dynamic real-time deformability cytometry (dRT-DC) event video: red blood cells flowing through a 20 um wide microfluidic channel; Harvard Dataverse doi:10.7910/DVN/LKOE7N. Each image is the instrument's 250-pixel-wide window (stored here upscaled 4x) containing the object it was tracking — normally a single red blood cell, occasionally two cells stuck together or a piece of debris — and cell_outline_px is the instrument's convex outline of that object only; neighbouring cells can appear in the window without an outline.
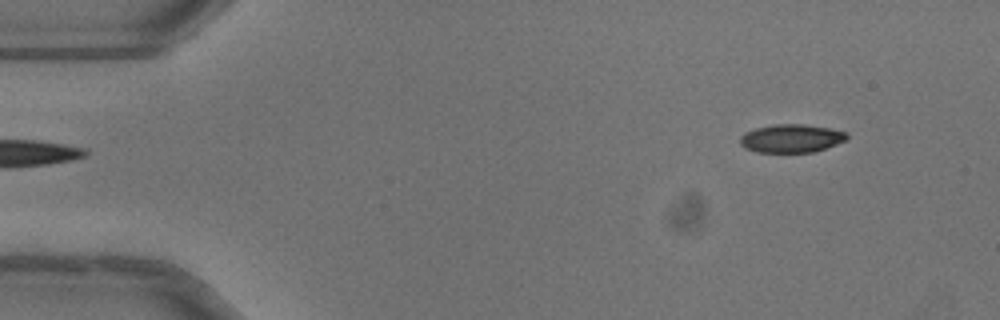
{"species": "common noctule bat (a hibernating species)", "species_latin": "Nyctalus noctula", "temperature_condition": "warm", "stored_images_in_passage": 46, "camera_frame_rate_fps": 3000, "um_per_image_px": 0.085, "animal": {"sex": "female"}, "frame": {"image": 1, "passage_image": 1, "time_ms": 0.0, "image_size_px": [1000, 320], "cell_outline_px": [[848, 136], [844, 140], [836, 144], [812, 152], [756, 152], [744, 148], [740, 144], [740, 136], [744, 132], [756, 128], [772, 124], [804, 124], [828, 128], [848, 132]], "centroid_in_image_um": [67.22, 11.75], "position_along_channel_um": 17.8, "area_um2": 17.57}}
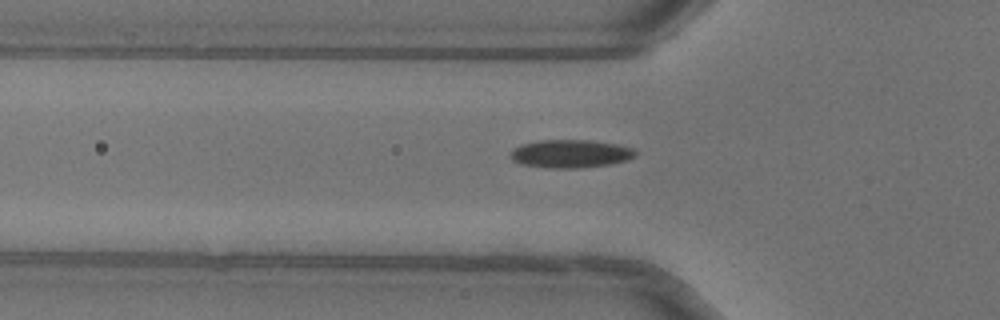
{"frame": {"image": 2, "passage_image": 13, "time_ms": 4.0, "image_size_px": [1000, 320], "cell_outline_px": [[636, 156], [628, 160], [608, 164], [580, 168], [548, 168], [520, 164], [512, 160], [512, 152], [520, 144], [540, 140], [588, 140], [616, 144], [632, 148], [636, 152]], "centroid_in_image_um": [48.5, 13.07], "position_along_channel_um": 77.3, "area_um2": 20.35}}
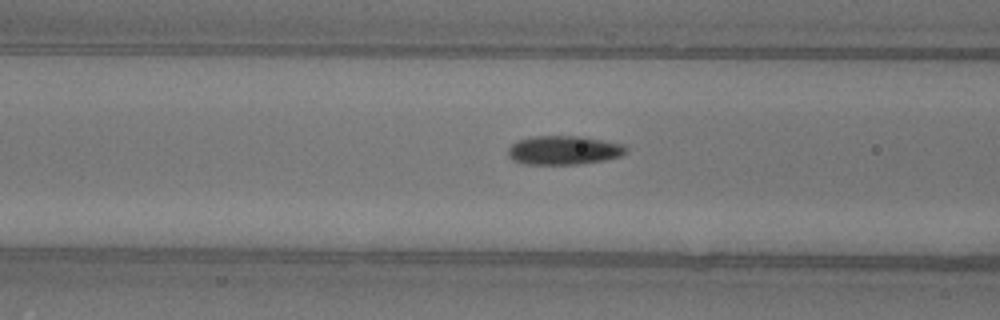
{"frame": {"image": 3, "passage_image": 16, "time_ms": 5.0, "image_size_px": [1000, 320], "cell_outline_px": [[628, 152], [620, 156], [604, 160], [580, 164], [524, 164], [512, 160], [508, 156], [508, 148], [516, 140], [532, 136], [580, 136], [624, 144], [628, 148]], "centroid_in_image_um": [47.91, 12.76], "position_along_channel_um": 118.7, "area_um2": 20.06}, "authors_computed_cell_mechanics": {"area_um2": 19.5364, "velocity_mm_per_s": 4.051, "shape_relaxation_time_tau1_ms": 8.9321, "shape_relaxation_time_tau2_ms": 1.8894, "deformation_change_tau1": 0.2237, "deformation_change_tau2": 0.0646}}